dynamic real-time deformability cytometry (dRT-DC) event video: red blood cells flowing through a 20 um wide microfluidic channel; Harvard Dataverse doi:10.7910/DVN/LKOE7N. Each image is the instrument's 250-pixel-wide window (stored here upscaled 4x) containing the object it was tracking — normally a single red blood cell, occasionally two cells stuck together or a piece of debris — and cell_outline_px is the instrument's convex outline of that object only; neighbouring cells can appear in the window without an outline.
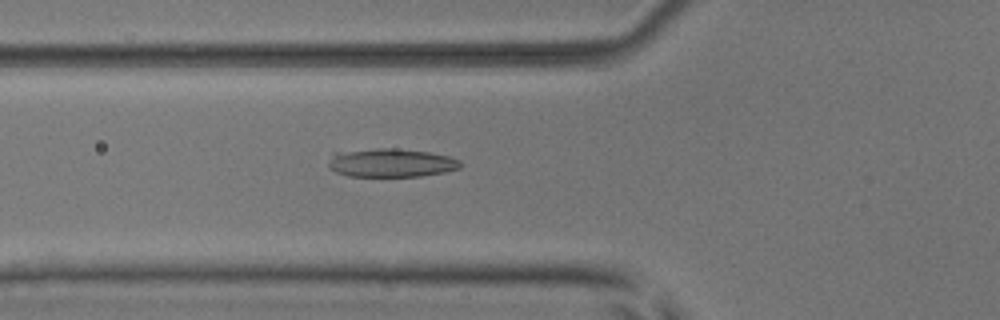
{"species": "common noctule bat (a hibernating species)", "species_latin": "Nyctalus noctula", "temperature_condition": "room temperature", "stored_images_in_passage": 53, "camera_frame_rate_fps": 3000, "um_per_image_px": 0.085, "animal": {"sex": "male", "body_mass_g": 17.9, "forearm_length_mm": 54.2}, "frame": {"image": 1, "passage_image": 20, "time_ms": 6.333, "image_size_px": [1000, 320], "cell_outline_px": [[460, 168], [444, 172], [420, 176], [348, 176], [336, 172], [328, 164], [332, 152], [376, 148], [396, 148], [428, 152], [448, 156], [460, 160]], "centroid_in_image_um": [33.22, 13.83], "position_along_channel_um": 92.6, "area_um2": 21.91}}
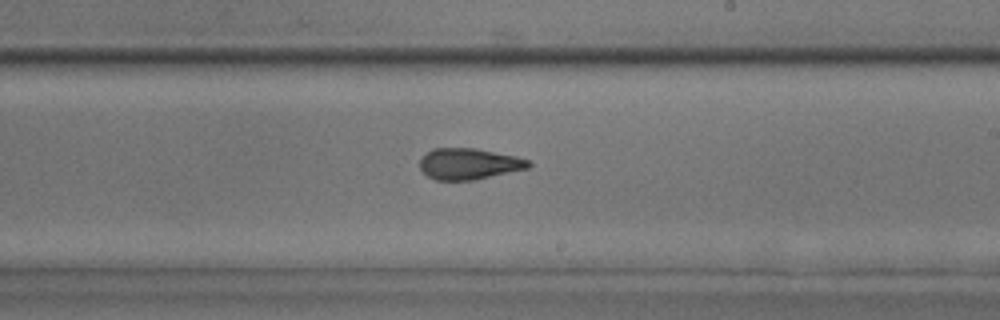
{"frame": {"image": 2, "passage_image": 32, "time_ms": 10.333, "image_size_px": [1000, 320], "cell_outline_px": [[532, 164], [528, 168], [476, 180], [436, 180], [428, 176], [420, 168], [420, 160], [432, 148], [476, 148], [516, 156], [528, 160]], "centroid_in_image_um": [39.87, 13.93], "position_along_channel_um": 249.1, "area_um2": 19.71}}
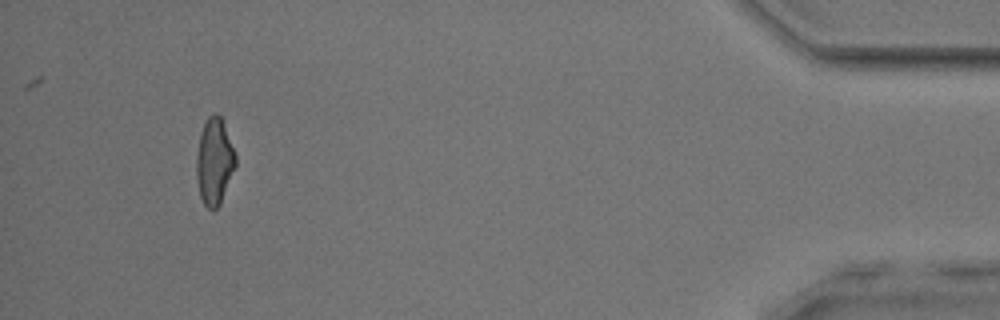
{"frame": {"image": 3, "passage_image": 50, "time_ms": 16.333, "image_size_px": [1000, 320], "cell_outline_px": [[236, 164], [220, 204], [212, 212], [204, 204], [200, 196], [196, 176], [196, 160], [200, 132], [208, 116], [212, 112], [216, 112], [220, 116], [236, 156]], "centroid_in_image_um": [18.2, 13.73], "position_along_channel_um": 417.0, "area_um2": 19.54}, "authors_computed_cell_mechanics": {"area_um2": 20.6924, "velocity_mm_per_s": 3.9181, "shape_relaxation_time_tau1_ms": 3.8222, "shape_relaxation_time_tau2_ms": 2.389, "deformation_change_tau1": 0.1253, "deformation_change_tau2": 0.1105}}